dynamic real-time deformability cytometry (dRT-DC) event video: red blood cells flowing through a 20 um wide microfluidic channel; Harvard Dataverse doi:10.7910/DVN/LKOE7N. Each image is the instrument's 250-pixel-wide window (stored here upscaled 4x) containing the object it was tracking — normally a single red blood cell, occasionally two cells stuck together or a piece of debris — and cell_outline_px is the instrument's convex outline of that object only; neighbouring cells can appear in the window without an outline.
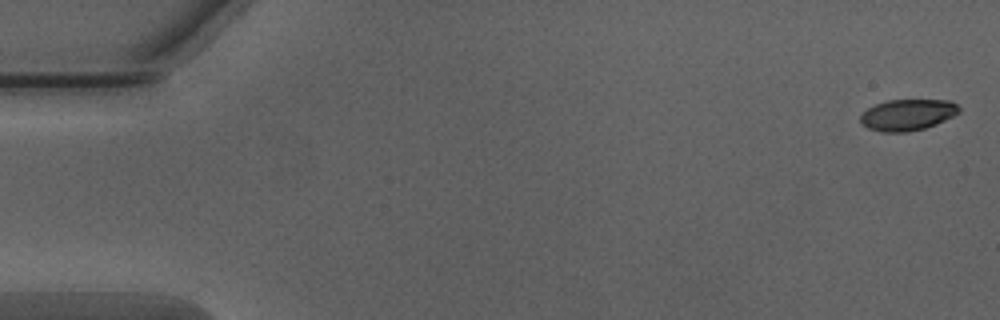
{"species": "Egyptian fruit bat (a non-hibernating species)", "species_latin": "Rousettus aegyptiacus", "temperature_condition": "warm", "stored_images_in_passage": 51, "camera_frame_rate_fps": 3000, "um_per_image_px": 0.085, "animal": {"sex": "male"}, "frame": {"image": 1, "passage_image": 1, "time_ms": 0.0, "image_size_px": [1000, 320], "cell_outline_px": [[960, 112], [936, 124], [924, 128], [904, 132], [880, 132], [868, 128], [860, 120], [860, 116], [868, 108], [876, 104], [888, 100], [952, 100], [960, 108]], "centroid_in_image_um": [77.15, 9.75], "position_along_channel_um": 7.8, "area_um2": 17.8}}
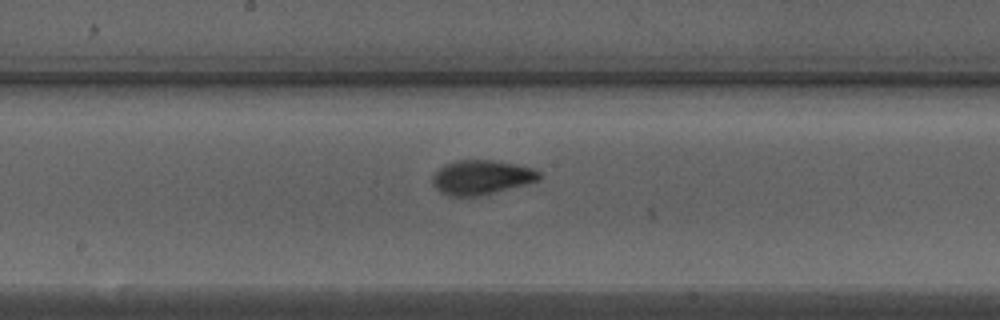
{"frame": {"image": 2, "passage_image": 27, "time_ms": 8.667, "image_size_px": [1000, 320], "cell_outline_px": [[544, 176], [540, 180], [528, 184], [476, 196], [448, 196], [440, 192], [436, 188], [432, 180], [432, 176], [444, 164], [456, 160], [496, 160], [516, 164], [532, 168], [540, 172]], "centroid_in_image_um": [40.95, 15.06], "position_along_channel_um": 207.2, "area_um2": 21.5}}
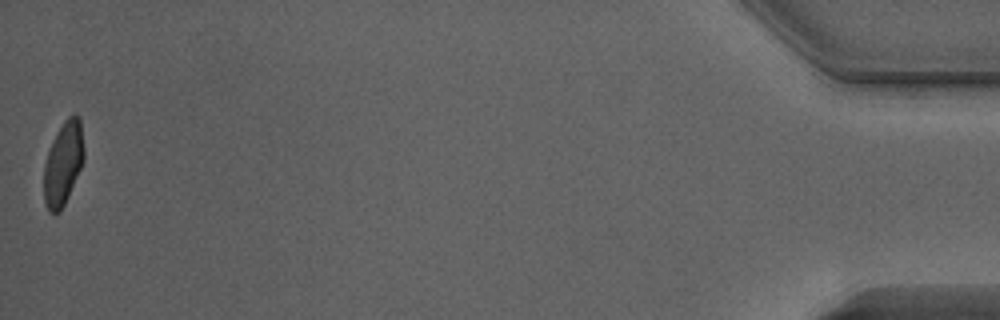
{"frame": {"image": 3, "passage_image": 51, "time_ms": 16.667, "image_size_px": [1000, 320], "cell_outline_px": [[84, 160], [64, 204], [60, 212], [48, 212], [44, 200], [44, 164], [52, 140], [56, 132], [64, 120], [68, 116], [76, 112], [80, 116], [84, 148]], "centroid_in_image_um": [5.38, 13.83], "position_along_channel_um": 429.8, "area_um2": 19.54}, "authors_computed_cell_mechanics": {"area_um2": 20.4034, "velocity_mm_per_s": 4.0269, "shape_relaxation_time_tau1_ms": 3.0169, "shape_relaxation_time_tau2_ms": 1.2776, "deformation_change_tau1": 0.1597, "deformation_change_tau2": 0.0672}}